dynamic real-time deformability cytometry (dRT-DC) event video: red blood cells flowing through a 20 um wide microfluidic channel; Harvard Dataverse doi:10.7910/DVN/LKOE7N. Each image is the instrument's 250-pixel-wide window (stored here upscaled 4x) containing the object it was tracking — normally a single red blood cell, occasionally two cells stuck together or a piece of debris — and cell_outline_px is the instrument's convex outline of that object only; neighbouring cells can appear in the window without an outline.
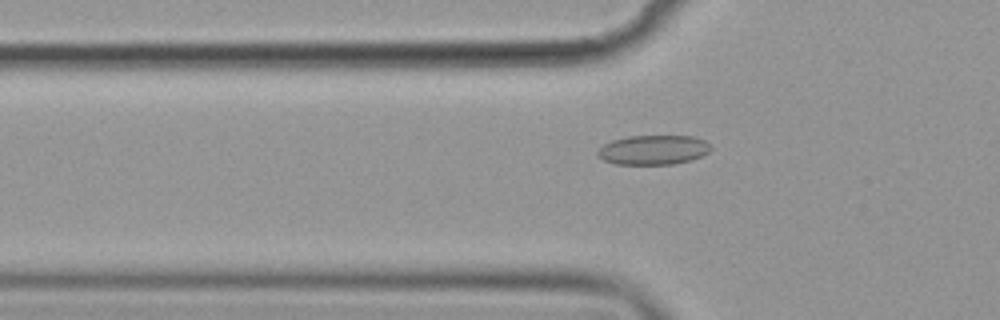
{"species": "common noctule bat (a hibernating species)", "species_latin": "Nyctalus noctula", "temperature_condition": "cold", "stored_images_in_passage": 54, "camera_frame_rate_fps": 3000, "um_per_image_px": 0.085, "animal": {"sex": "female", "body_mass_g": 19.9}, "frame": {"image": 1, "passage_image": 17, "time_ms": 5.333, "image_size_px": [1000, 320], "cell_outline_px": [[712, 148], [708, 152], [692, 160], [672, 164], [616, 164], [604, 160], [596, 156], [596, 152], [604, 144], [612, 140], [628, 136], [692, 136], [704, 140]], "centroid_in_image_um": [55.5, 12.74], "position_along_channel_um": 70.3, "area_um2": 19.42}}
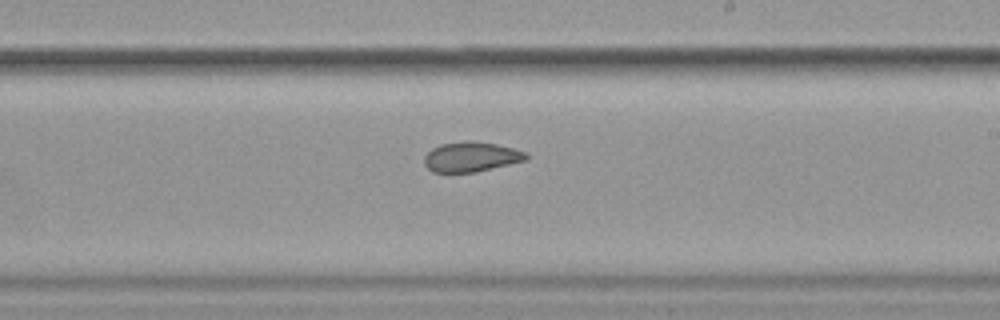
{"frame": {"image": 2, "passage_image": 32, "time_ms": 10.333, "image_size_px": [1000, 320], "cell_outline_px": [[528, 160], [476, 172], [432, 172], [424, 164], [424, 156], [432, 148], [440, 144], [496, 144], [528, 152]], "centroid_in_image_um": [40.07, 13.39], "position_along_channel_um": 248.9, "area_um2": 17.05}}
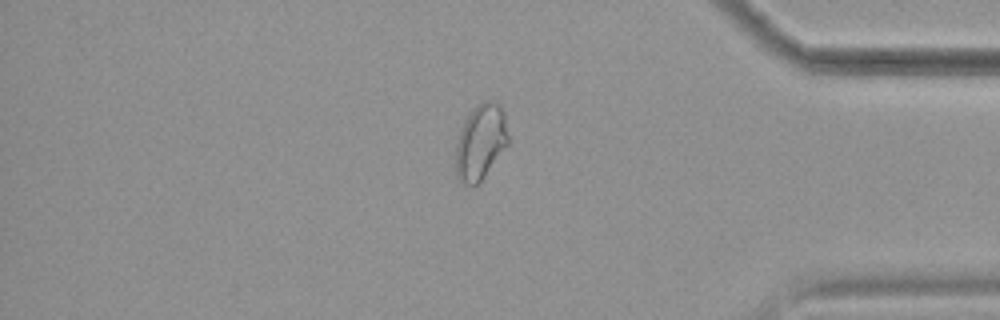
{"frame": {"image": 3, "passage_image": 46, "time_ms": 15.0, "image_size_px": [1000, 320], "cell_outline_px": [[508, 144], [480, 184], [472, 188], [464, 184], [456, 176], [456, 140], [460, 128], [464, 120], [472, 108], [480, 100], [492, 100], [500, 104], [504, 112], [508, 136]], "centroid_in_image_um": [40.84, 12.07], "position_along_channel_um": 394.4, "area_um2": 23.76}, "authors_computed_cell_mechanics": {"area_um2": 20.4323, "velocity_mm_per_s": 3.592, "shape_relaxation_time_tau1_ms": null, "shape_relaxation_time_tau2_ms": 2.7715, "deformation_change_tau1": null, "deformation_change_tau2": 0.067}}